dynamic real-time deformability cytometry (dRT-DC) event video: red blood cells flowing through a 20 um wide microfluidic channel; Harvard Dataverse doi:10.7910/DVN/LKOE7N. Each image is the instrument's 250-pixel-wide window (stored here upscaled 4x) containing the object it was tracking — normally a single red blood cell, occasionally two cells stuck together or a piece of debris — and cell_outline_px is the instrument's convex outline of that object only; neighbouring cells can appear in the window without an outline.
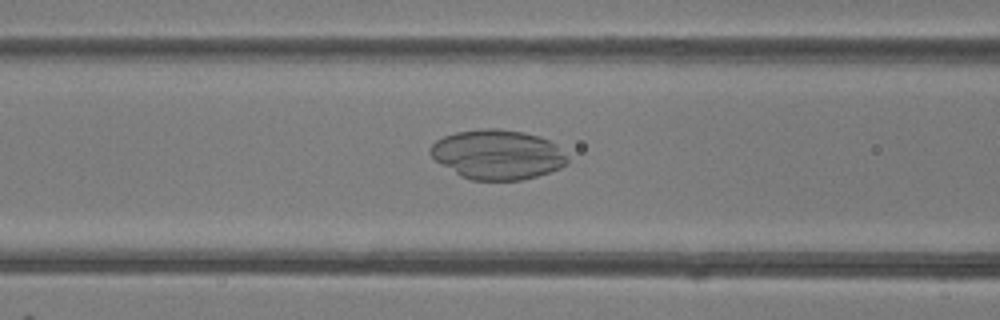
{"species": "common noctule bat (a hibernating species)", "species_latin": "Nyctalus noctula", "temperature_condition": "room temperature", "stored_images_in_passage": 16, "camera_frame_rate_fps": 3000, "um_per_image_px": 0.085, "animal": {"sex": "female"}, "frame": {"image": 1, "passage_image": 14, "time_ms": 4.333, "image_size_px": [1000, 320], "cell_outline_px": [[568, 160], [560, 168], [536, 176], [520, 180], [472, 180], [460, 176], [436, 160], [428, 152], [428, 148], [436, 140], [444, 136], [456, 132], [484, 128], [496, 128], [524, 132], [540, 136], [556, 144], [568, 156]], "centroid_in_image_um": [42.28, 13.12], "position_along_channel_um": 124.3, "area_um2": 39.59}}